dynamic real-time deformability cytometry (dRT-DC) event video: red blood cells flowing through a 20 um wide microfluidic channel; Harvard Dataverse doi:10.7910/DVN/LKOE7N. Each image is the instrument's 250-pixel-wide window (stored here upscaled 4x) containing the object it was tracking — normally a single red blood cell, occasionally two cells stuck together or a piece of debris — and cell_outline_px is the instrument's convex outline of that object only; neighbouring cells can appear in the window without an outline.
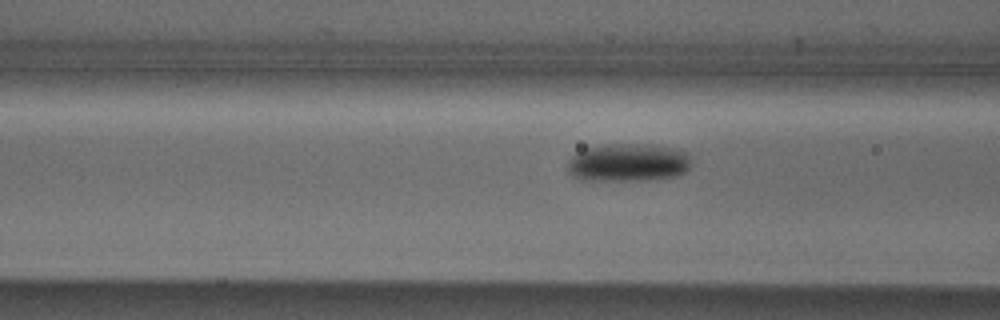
{"species": "Egyptian fruit bat (a non-hibernating species)", "species_latin": "Rousettus aegyptiacus", "temperature_condition": "cold", "stored_images_in_passage": 20, "camera_frame_rate_fps": 3000, "um_per_image_px": 0.085, "animal": {"sex": "male"}, "frame": {"image": 1, "passage_image": 17, "time_ms": 5.333, "image_size_px": [1000, 320], "cell_outline_px": [[692, 164], [680, 176], [652, 180], [580, 180], [568, 172], [568, 160], [572, 156], [584, 148], [600, 144], [632, 144], [672, 148], [688, 152], [692, 160]], "centroid_in_image_um": [53.4, 13.83], "position_along_channel_um": 113.2, "area_um2": 27.69}}